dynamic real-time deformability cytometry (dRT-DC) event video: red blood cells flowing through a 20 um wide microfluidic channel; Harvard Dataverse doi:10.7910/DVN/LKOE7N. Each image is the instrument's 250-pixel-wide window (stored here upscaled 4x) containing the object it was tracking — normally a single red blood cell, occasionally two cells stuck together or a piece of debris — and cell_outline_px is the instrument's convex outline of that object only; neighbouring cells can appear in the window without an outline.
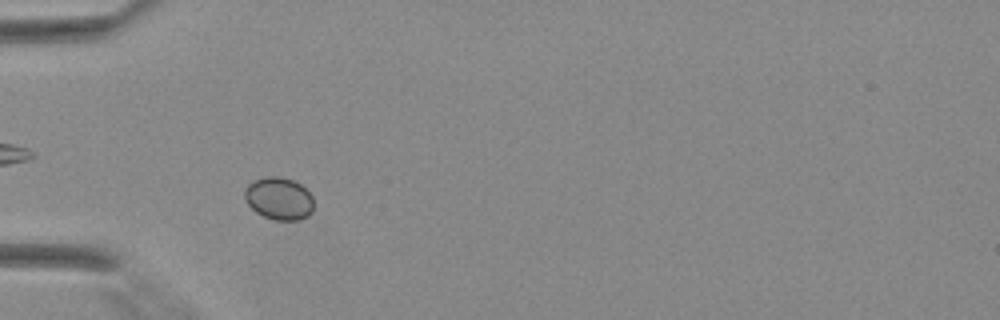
{"species": "Egyptian fruit bat (a non-hibernating species)", "species_latin": "Rousettus aegyptiacus", "temperature_condition": "warm", "stored_images_in_passage": 4, "camera_frame_rate_fps": 3000, "um_per_image_px": 0.085, "animal": {"sex": "female"}, "frame": {"image": 1, "passage_image": 3, "time_ms": 0.667, "image_size_px": [1000, 320], "cell_outline_px": [[312, 212], [308, 216], [296, 220], [276, 220], [264, 216], [256, 212], [244, 200], [244, 188], [252, 180], [268, 176], [276, 176], [292, 180], [300, 184], [312, 196]], "centroid_in_image_um": [23.67, 16.87], "position_along_channel_um": 61.3, "area_um2": 17.05}}
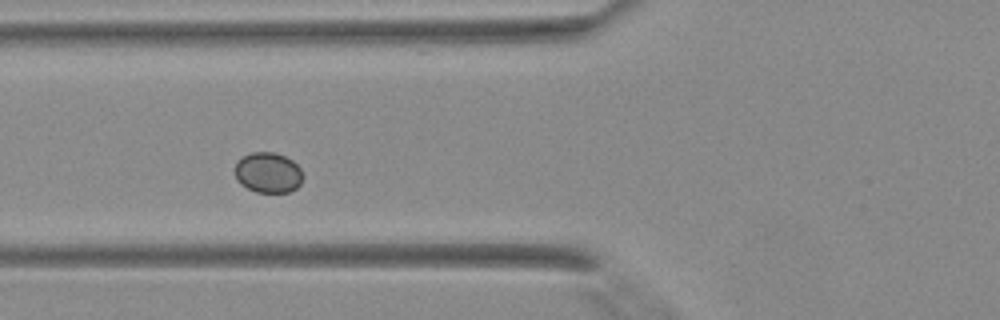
{"frame": {"image": 2, "passage_image": 4, "time_ms": 1.0, "image_size_px": [1000, 320], "cell_outline_px": [[304, 176], [300, 184], [296, 188], [288, 192], [256, 192], [240, 184], [236, 180], [236, 164], [244, 156], [252, 152], [276, 152], [292, 160], [300, 168]], "centroid_in_image_um": [22.81, 14.68], "position_along_channel_um": 103.0, "area_um2": 15.95}}